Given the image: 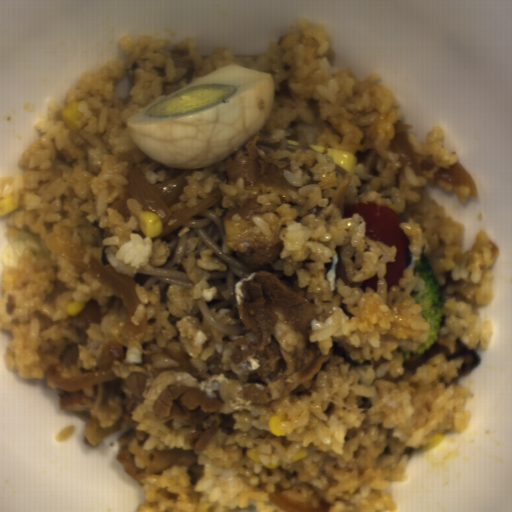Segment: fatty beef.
Instances as JSON below:
<instances>
[{"label": "fatty beef", "mask_w": 512, "mask_h": 512, "mask_svg": "<svg viewBox=\"0 0 512 512\" xmlns=\"http://www.w3.org/2000/svg\"><path fill=\"white\" fill-rule=\"evenodd\" d=\"M265 139L255 134L224 161L227 185L241 178L251 196L247 205L223 215L225 241L252 273L235 283L236 301L221 317L236 318L255 334L256 339H233L229 358L237 367L258 373V382L243 383L236 396L261 409L289 398L292 386L311 381L334 354L333 347L326 355L318 342L309 340L310 322L318 319L309 301L267 270L279 260L284 243L278 235L273 241L266 239L251 219L264 212L258 196L276 194L282 203L300 207L309 198L283 177V170H291L290 162L261 151L259 144Z\"/></svg>", "instance_id": "1"}, {"label": "fatty beef", "mask_w": 512, "mask_h": 512, "mask_svg": "<svg viewBox=\"0 0 512 512\" xmlns=\"http://www.w3.org/2000/svg\"><path fill=\"white\" fill-rule=\"evenodd\" d=\"M151 378L144 372H131L126 378L111 380L92 387L67 391L59 399V409L71 412H89L83 429L85 445L96 447L112 433L128 431L135 408L142 404V395Z\"/></svg>", "instance_id": "2"}, {"label": "fatty beef", "mask_w": 512, "mask_h": 512, "mask_svg": "<svg viewBox=\"0 0 512 512\" xmlns=\"http://www.w3.org/2000/svg\"><path fill=\"white\" fill-rule=\"evenodd\" d=\"M115 439L119 446L115 459L141 486L143 477L163 473L173 464L186 467L191 484L195 486L204 476V466L197 461L199 454L193 450L145 449L139 445L134 428Z\"/></svg>", "instance_id": "3"}, {"label": "fatty beef", "mask_w": 512, "mask_h": 512, "mask_svg": "<svg viewBox=\"0 0 512 512\" xmlns=\"http://www.w3.org/2000/svg\"><path fill=\"white\" fill-rule=\"evenodd\" d=\"M224 404L220 399L212 398L206 390L178 380L164 387L156 397L152 411L160 422L167 419L191 420L199 407L206 413H213Z\"/></svg>", "instance_id": "4"}, {"label": "fatty beef", "mask_w": 512, "mask_h": 512, "mask_svg": "<svg viewBox=\"0 0 512 512\" xmlns=\"http://www.w3.org/2000/svg\"><path fill=\"white\" fill-rule=\"evenodd\" d=\"M219 428V421L215 418L211 428L200 429L195 433H187L185 442L188 447L198 452H204L208 446V442L216 434Z\"/></svg>", "instance_id": "5"}]
</instances>
